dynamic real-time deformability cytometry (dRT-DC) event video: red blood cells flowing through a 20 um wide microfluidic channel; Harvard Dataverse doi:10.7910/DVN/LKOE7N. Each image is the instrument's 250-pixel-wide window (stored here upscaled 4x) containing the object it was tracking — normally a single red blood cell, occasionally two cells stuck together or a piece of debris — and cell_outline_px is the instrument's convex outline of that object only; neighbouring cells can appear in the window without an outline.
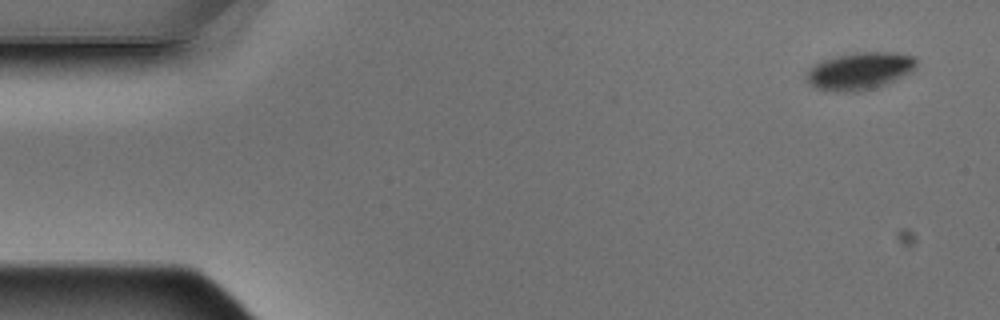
{"species": "Egyptian fruit bat (a non-hibernating species)", "species_latin": "Rousettus aegyptiacus", "temperature_condition": "warm", "stored_images_in_passage": 4, "camera_frame_rate_fps": 3000, "um_per_image_px": 0.085, "animal": {"sex": "male"}, "frame": {"image": 1, "passage_image": 1, "time_ms": 0.0, "image_size_px": [1000, 320], "cell_outline_px": [[916, 64], [908, 72], [876, 88], [856, 92], [836, 92], [816, 88], [804, 76], [808, 68], [820, 60], [836, 56], [856, 52], [896, 52], [916, 56]], "centroid_in_image_um": [73.01, 6.02], "position_along_channel_um": 12.0, "area_um2": 23.87}}
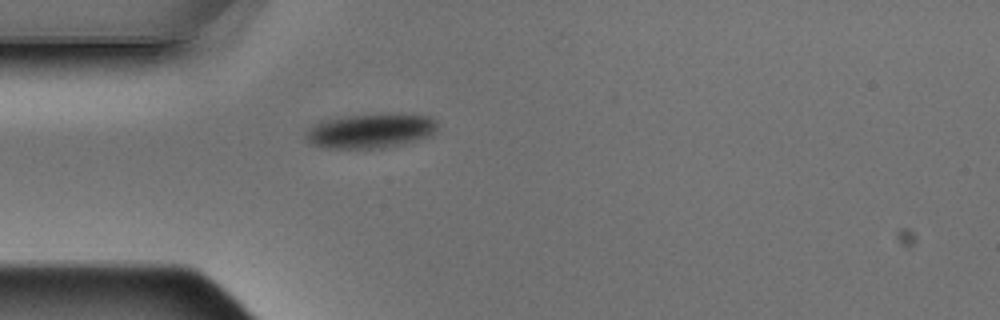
{"frame": {"image": 2, "passage_image": 4, "time_ms": 1.0, "image_size_px": [1000, 320], "cell_outline_px": [[436, 132], [432, 136], [404, 144], [380, 148], [328, 148], [312, 144], [304, 140], [304, 132], [312, 124], [320, 120], [344, 116], [396, 112], [432, 116], [436, 120]], "centroid_in_image_um": [31.5, 11.09], "position_along_channel_um": 53.5, "area_um2": 27.4}}